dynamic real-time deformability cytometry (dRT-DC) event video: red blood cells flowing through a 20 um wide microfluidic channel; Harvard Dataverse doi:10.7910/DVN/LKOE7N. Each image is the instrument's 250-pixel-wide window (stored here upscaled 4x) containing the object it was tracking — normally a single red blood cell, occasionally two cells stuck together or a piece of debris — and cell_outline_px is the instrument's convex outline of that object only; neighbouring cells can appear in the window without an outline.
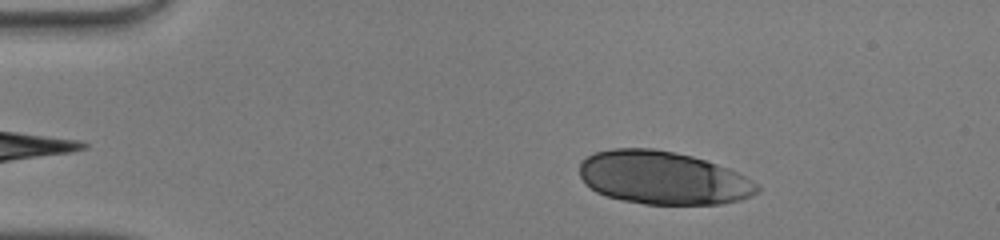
{"species": "human", "species_latin": "Homo sapiens", "temperature_condition": "warm", "stored_images_in_passage": 19, "camera_frame_rate_fps": 3000, "um_per_image_px": 0.085, "donor": {"sex": "male"}, "frame": {"image": 1, "passage_image": 6, "time_ms": 1.667, "image_size_px": [1000, 240], "cell_outline_px": [[760, 192], [752, 196], [740, 200], [720, 204], [644, 204], [620, 200], [596, 192], [584, 184], [580, 176], [580, 160], [596, 152], [612, 148], [652, 148], [676, 152], [692, 156], [728, 168], [752, 180], [760, 188]], "centroid_in_image_um": [56.33, 15.12], "position_along_channel_um": 28.7, "area_um2": 55.2}}